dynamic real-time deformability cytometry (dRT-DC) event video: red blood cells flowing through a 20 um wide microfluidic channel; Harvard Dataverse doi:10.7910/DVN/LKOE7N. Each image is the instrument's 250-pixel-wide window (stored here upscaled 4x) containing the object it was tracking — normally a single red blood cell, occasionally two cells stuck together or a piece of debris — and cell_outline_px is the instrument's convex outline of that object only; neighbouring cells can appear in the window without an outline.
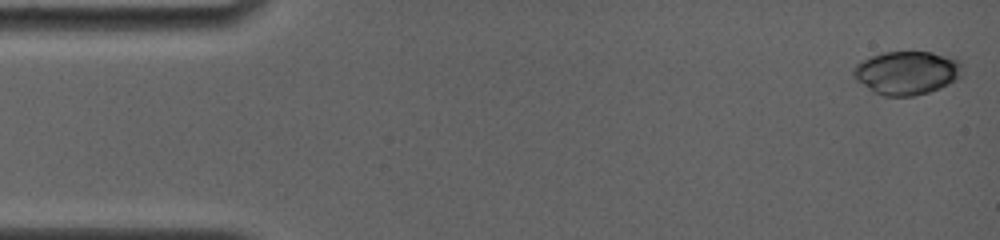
{"species": "common noctule bat (a hibernating species)", "species_latin": "Nyctalus noctula", "temperature_condition": "room temperature", "stored_images_in_passage": 8, "camera_frame_rate_fps": 4000, "um_per_image_px": 0.085, "animal": {"sex": "female", "body_mass_g": 19.0, "forearm_length_mm": 56.7}, "frame": {"image": 1, "passage_image": 1, "time_ms": 0.0, "image_size_px": [1000, 240], "cell_outline_px": [[964, 76], [940, 88], [928, 92], [912, 96], [884, 96], [872, 92], [856, 80], [852, 76], [852, 68], [860, 60], [884, 52], [932, 52], [952, 56], [960, 60], [964, 64]], "centroid_in_image_um": [77.12, 6.18], "position_along_channel_um": 7.9, "area_um2": 28.26}}
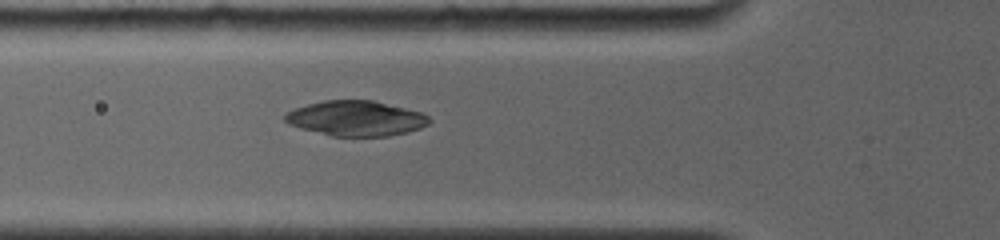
{"frame": {"image": 2, "passage_image": 7, "time_ms": 5.5, "image_size_px": [1000, 240], "cell_outline_px": [[432, 120], [428, 124], [420, 128], [408, 132], [388, 136], [332, 136], [300, 128], [288, 124], [284, 120], [284, 116], [288, 112], [296, 108], [308, 104], [324, 100], [372, 100], [420, 112], [428, 116]], "centroid_in_image_um": [30.26, 10.06], "position_along_channel_um": 95.5, "area_um2": 29.36}}
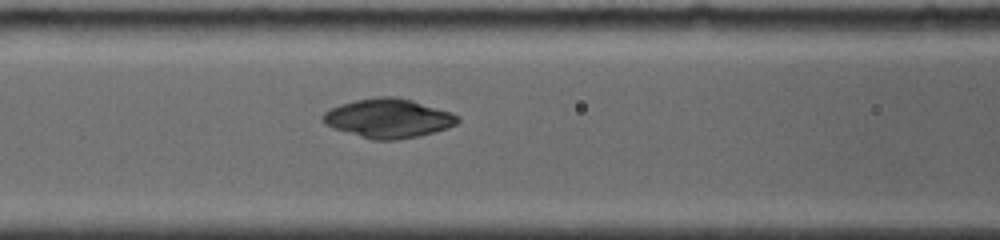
{"frame": {"image": 3, "passage_image": 8, "time_ms": 6.5, "image_size_px": [1000, 240], "cell_outline_px": [[460, 120], [456, 124], [448, 128], [420, 136], [396, 140], [372, 140], [332, 128], [324, 124], [320, 120], [320, 116], [324, 112], [340, 104], [356, 100], [380, 96], [392, 96], [412, 100], [452, 112]], "centroid_in_image_um": [32.98, 10.06], "position_along_channel_um": 133.6, "area_um2": 30.87}}